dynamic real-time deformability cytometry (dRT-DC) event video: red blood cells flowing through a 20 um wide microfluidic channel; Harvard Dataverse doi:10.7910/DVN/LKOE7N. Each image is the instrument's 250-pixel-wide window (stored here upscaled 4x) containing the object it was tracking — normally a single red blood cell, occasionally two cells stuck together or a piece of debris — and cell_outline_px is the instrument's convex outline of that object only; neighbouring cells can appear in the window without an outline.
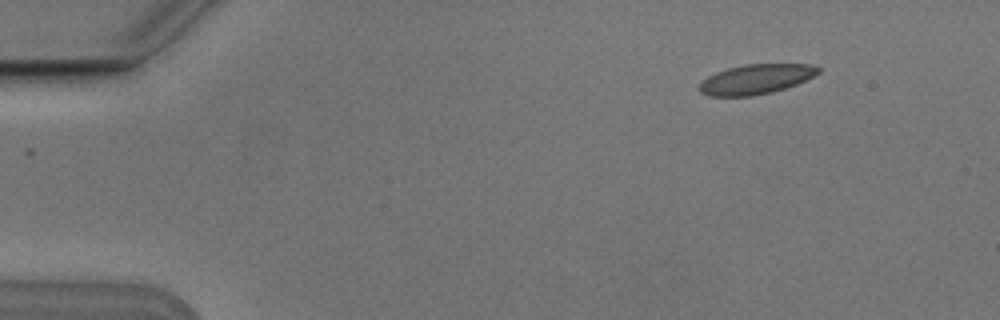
{"species": "Egyptian fruit bat (a non-hibernating species)", "species_latin": "Rousettus aegyptiacus", "temperature_condition": "cold", "stored_images_in_passage": 7, "camera_frame_rate_fps": 3000, "um_per_image_px": 0.085, "animal": {"sex": "male"}, "frame": {"image": 1, "passage_image": 1, "time_ms": 0.0, "image_size_px": [1000, 320], "cell_outline_px": [[820, 72], [796, 84], [772, 92], [752, 96], [708, 96], [700, 92], [700, 84], [708, 76], [716, 72], [728, 68], [744, 64], [812, 64], [820, 68]], "centroid_in_image_um": [64.25, 6.73], "position_along_channel_um": 20.8, "area_um2": 20.46}}
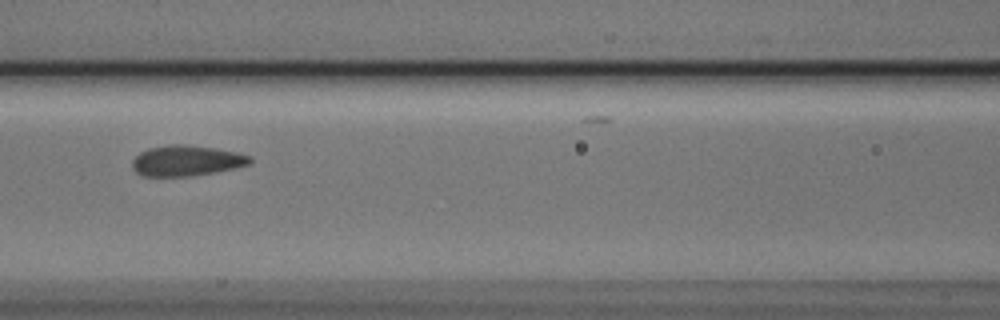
{"frame": {"image": 2, "passage_image": 6, "time_ms": 1.667, "image_size_px": [1000, 320], "cell_outline_px": [[252, 160], [248, 164], [232, 168], [192, 176], [144, 176], [136, 172], [132, 168], [132, 160], [140, 152], [148, 148], [168, 144], [184, 144], [212, 148], [236, 152], [252, 156]], "centroid_in_image_um": [15.8, 13.65], "position_along_channel_um": 150.8, "area_um2": 20.81}}
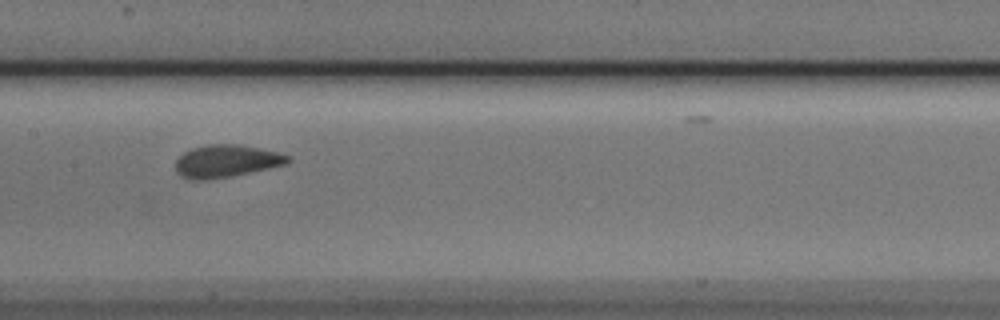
{"frame": {"image": 3, "passage_image": 7, "time_ms": 2.0, "image_size_px": [1000, 320], "cell_outline_px": [[292, 160], [288, 164], [232, 176], [204, 180], [188, 180], [180, 176], [176, 172], [176, 160], [184, 152], [192, 148], [208, 144], [236, 144], [276, 152], [292, 156]], "centroid_in_image_um": [19.23, 13.71], "position_along_channel_um": 188.2, "area_um2": 21.33}}